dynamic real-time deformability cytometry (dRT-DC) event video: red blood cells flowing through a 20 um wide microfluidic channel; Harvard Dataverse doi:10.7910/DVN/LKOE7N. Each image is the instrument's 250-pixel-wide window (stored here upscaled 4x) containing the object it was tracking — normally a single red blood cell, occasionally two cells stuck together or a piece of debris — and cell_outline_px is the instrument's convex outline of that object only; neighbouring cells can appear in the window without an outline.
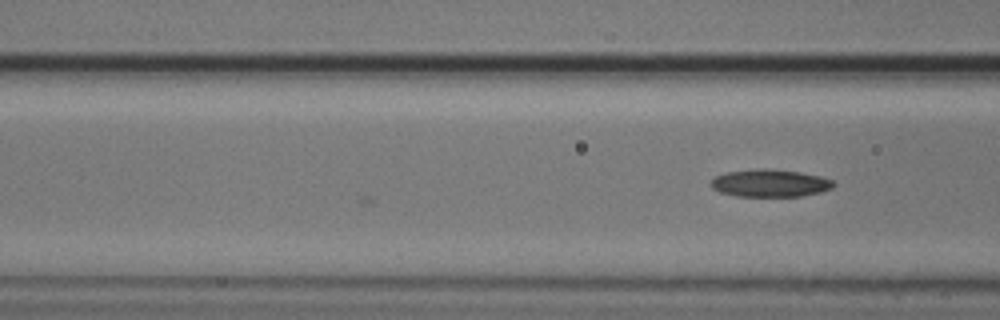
{"species": "common noctule bat (a hibernating species)", "species_latin": "Nyctalus noctula", "temperature_condition": "cold", "stored_images_in_passage": 4, "camera_frame_rate_fps": 3000, "um_per_image_px": 0.085, "animal": {"sex": "male", "body_mass_g": 20.5, "forearm_length_mm": 52.5}, "frame": {"image": 1, "passage_image": 4, "time_ms": 1.0, "image_size_px": [1000, 320], "cell_outline_px": [[836, 184], [832, 188], [820, 192], [800, 196], [736, 196], [720, 192], [712, 188], [712, 180], [716, 176], [728, 172], [756, 168], [764, 168], [800, 172], [820, 176], [832, 180]], "centroid_in_image_um": [65.47, 15.56], "position_along_channel_um": 101.1, "area_um2": 19.54}}